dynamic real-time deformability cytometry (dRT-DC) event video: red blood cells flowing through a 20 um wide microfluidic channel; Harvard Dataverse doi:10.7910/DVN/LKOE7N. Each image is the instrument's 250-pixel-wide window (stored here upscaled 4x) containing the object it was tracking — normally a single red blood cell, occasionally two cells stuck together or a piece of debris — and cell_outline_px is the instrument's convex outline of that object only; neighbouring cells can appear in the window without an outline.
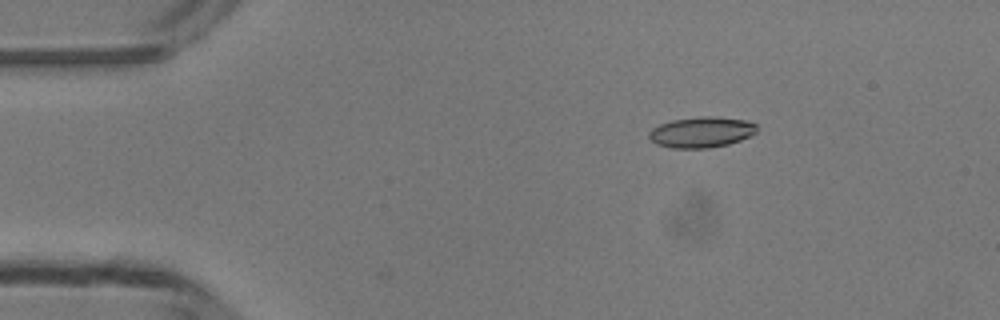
{"species": "common noctule bat (a hibernating species)", "species_latin": "Nyctalus noctula", "temperature_condition": "room temperature", "stored_images_in_passage": 3, "camera_frame_rate_fps": 3000, "um_per_image_px": 0.085, "animal": {"sex": "male", "body_mass_g": 13.3}, "frame": {"image": 1, "passage_image": 3, "time_ms": 0.667, "image_size_px": [1000, 320], "cell_outline_px": [[756, 132], [740, 140], [728, 144], [708, 148], [672, 148], [656, 144], [648, 136], [648, 132], [652, 128], [660, 124], [672, 120], [700, 116], [716, 116], [744, 120], [756, 124]], "centroid_in_image_um": [59.59, 11.23], "position_along_channel_um": 25.4, "area_um2": 19.25}}